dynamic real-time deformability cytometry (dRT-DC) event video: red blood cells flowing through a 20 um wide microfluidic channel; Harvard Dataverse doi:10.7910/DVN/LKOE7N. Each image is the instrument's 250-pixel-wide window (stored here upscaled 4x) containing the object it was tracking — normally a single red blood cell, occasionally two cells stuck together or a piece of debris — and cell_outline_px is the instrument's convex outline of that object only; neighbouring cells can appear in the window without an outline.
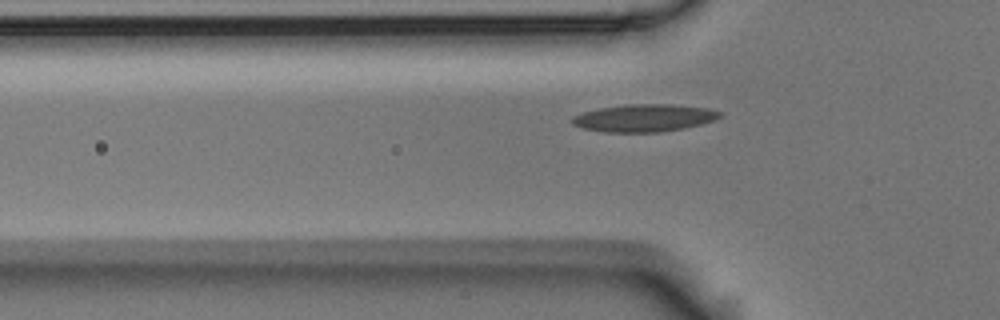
{"species": "Egyptian fruit bat (a non-hibernating species)", "species_latin": "Rousettus aegyptiacus", "temperature_condition": "room temperature", "stored_images_in_passage": 39, "camera_frame_rate_fps": 3000, "um_per_image_px": 0.085, "animal": {"sex": "male"}, "frame": {"image": 1, "passage_image": 9, "time_ms": 2.667, "image_size_px": [1000, 320], "cell_outline_px": [[724, 116], [716, 120], [684, 128], [660, 132], [604, 132], [580, 128], [572, 124], [568, 120], [572, 116], [584, 112], [600, 108], [624, 104], [672, 104], [708, 108], [724, 112]], "centroid_in_image_um": [54.76, 10.02], "position_along_channel_um": 71.0, "area_um2": 24.04}}
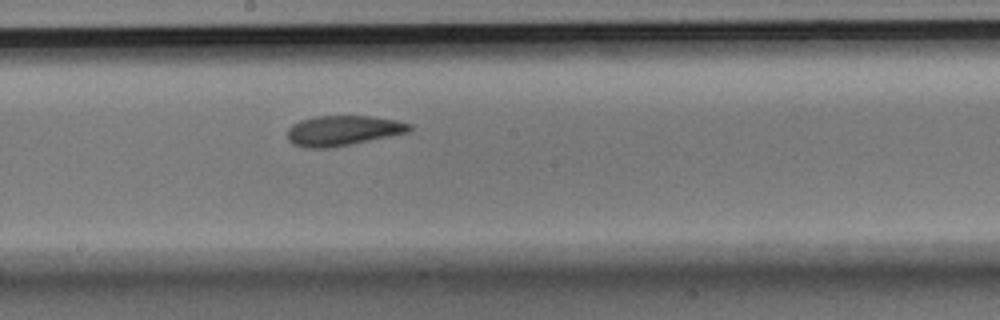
{"frame": {"image": 2, "passage_image": 21, "time_ms": 6.667, "image_size_px": [1000, 320], "cell_outline_px": [[412, 128], [408, 132], [352, 144], [328, 148], [308, 148], [292, 144], [288, 140], [288, 128], [292, 124], [300, 120], [316, 116], [372, 116], [396, 120], [412, 124]], "centroid_in_image_um": [29.13, 11.1], "position_along_channel_um": 219.1, "area_um2": 21.44}}
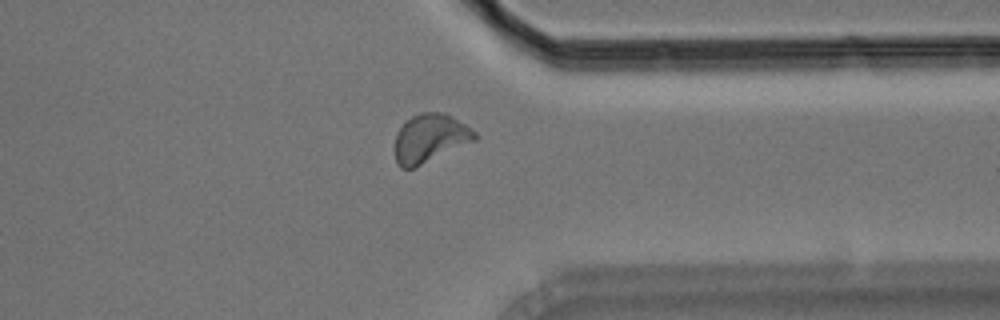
{"frame": {"image": 3, "passage_image": 34, "time_ms": 11.0, "image_size_px": [1000, 320], "cell_outline_px": [[480, 136], [476, 140], [412, 168], [400, 168], [396, 164], [396, 136], [400, 128], [412, 116], [420, 112], [444, 112], [452, 116], [476, 132]], "centroid_in_image_um": [36.57, 11.74], "position_along_channel_um": 374.8, "area_um2": 22.2}}